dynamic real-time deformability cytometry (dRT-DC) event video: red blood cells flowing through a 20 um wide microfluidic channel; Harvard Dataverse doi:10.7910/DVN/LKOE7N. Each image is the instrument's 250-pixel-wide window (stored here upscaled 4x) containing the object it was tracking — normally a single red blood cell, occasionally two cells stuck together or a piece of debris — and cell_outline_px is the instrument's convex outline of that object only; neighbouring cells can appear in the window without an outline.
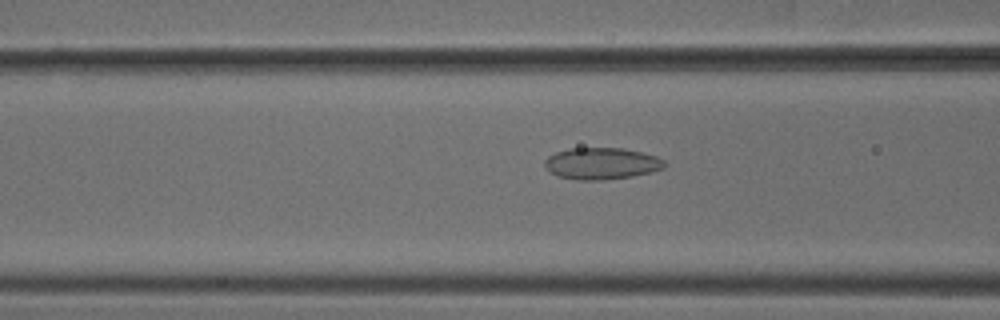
{"species": "common noctule bat (a hibernating species)", "species_latin": "Nyctalus noctula", "temperature_condition": "cold", "stored_images_in_passage": 52, "camera_frame_rate_fps": 3000, "um_per_image_px": 0.085, "animal": {"sex": "male", "body_mass_g": 18.8}, "frame": {"image": 1, "passage_image": 21, "time_ms": 6.667, "image_size_px": [1000, 320], "cell_outline_px": [[664, 168], [632, 176], [600, 180], [576, 180], [560, 176], [548, 172], [544, 168], [544, 160], [548, 156], [556, 152], [568, 148], [624, 148], [656, 156], [664, 160]], "centroid_in_image_um": [51.07, 13.89], "position_along_channel_um": 115.5, "area_um2": 22.08}}
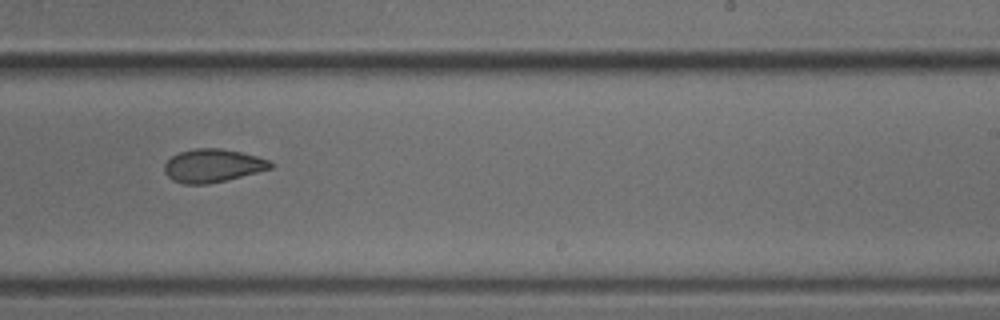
{"frame": {"image": 2, "passage_image": 33, "time_ms": 10.667, "image_size_px": [1000, 320], "cell_outline_px": [[272, 168], [208, 184], [184, 184], [172, 180], [164, 172], [164, 164], [172, 156], [180, 152], [196, 148], [220, 148], [240, 152], [256, 156], [268, 160], [272, 164]], "centroid_in_image_um": [18.03, 14.08], "position_along_channel_um": 271.0, "area_um2": 20.23}}
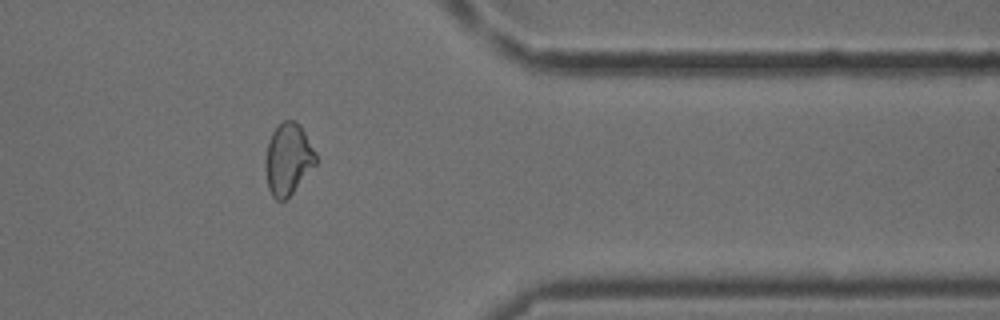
{"frame": {"image": 3, "passage_image": 43, "time_ms": 14.0, "image_size_px": [1000, 320], "cell_outline_px": [[316, 164], [292, 192], [284, 200], [276, 200], [272, 196], [268, 188], [264, 164], [264, 160], [268, 140], [272, 132], [284, 120], [296, 120], [300, 124], [316, 152]], "centroid_in_image_um": [24.47, 13.5], "position_along_channel_um": 386.9, "area_um2": 21.04}, "authors_computed_cell_mechanics": {"area_um2": 21.7906, "velocity_mm_per_s": 3.8769, "shape_relaxation_time_tau1_ms": null, "shape_relaxation_time_tau2_ms": 2.4751, "deformation_change_tau1": null, "deformation_change_tau2": 0.0749}}